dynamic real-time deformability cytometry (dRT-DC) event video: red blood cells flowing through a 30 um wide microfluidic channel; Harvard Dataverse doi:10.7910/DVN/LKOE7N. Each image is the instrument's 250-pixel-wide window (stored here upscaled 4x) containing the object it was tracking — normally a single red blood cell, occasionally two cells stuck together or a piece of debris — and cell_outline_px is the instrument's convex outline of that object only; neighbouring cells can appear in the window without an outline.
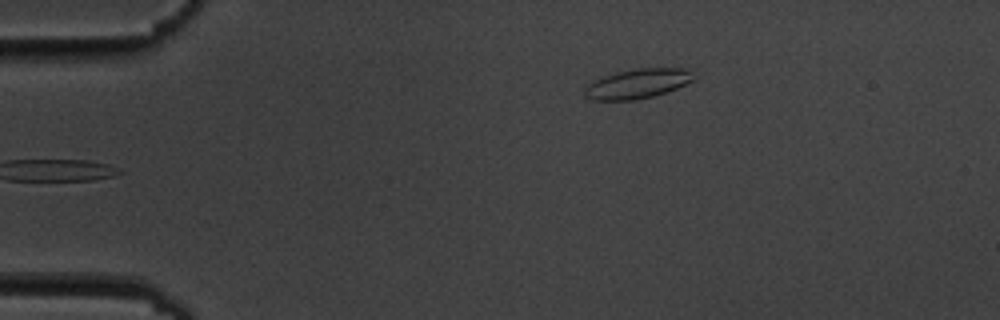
{"species": "common noctule bat (a hibernating species)", "species_latin": "Nyctalus noctula", "temperature_condition": "cold", "stored_images_in_passage": 5, "camera_frame_rate_fps": 3000, "um_per_image_px": 0.085, "animal": {"sex": "male", "body_mass_g": 19.5, "forearm_length_mm": 54.6}, "frame": {"image": 1, "passage_image": 5, "time_ms": 4.667, "image_size_px": [1000, 320], "cell_outline_px": [[696, 80], [668, 92], [652, 96], [632, 100], [592, 100], [584, 96], [584, 88], [592, 80], [616, 72], [636, 68], [688, 68]], "centroid_in_image_um": [54.19, 7.11], "position_along_channel_um": 30.8, "area_um2": 19.02}}